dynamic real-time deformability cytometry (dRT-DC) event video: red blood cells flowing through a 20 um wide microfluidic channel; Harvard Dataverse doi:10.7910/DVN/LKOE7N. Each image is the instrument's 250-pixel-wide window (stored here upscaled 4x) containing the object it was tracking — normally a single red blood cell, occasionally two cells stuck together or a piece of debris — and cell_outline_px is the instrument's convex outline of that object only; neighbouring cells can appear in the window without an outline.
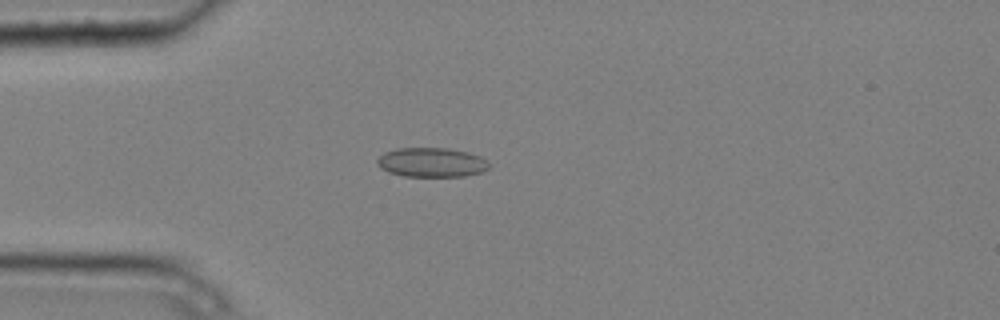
{"species": "common noctule bat (a hibernating species)", "species_latin": "Nyctalus noctula", "temperature_condition": "cold", "stored_images_in_passage": 5, "camera_frame_rate_fps": 3000, "um_per_image_px": 0.085, "animal": {"sex": "male", "body_mass_g": 20.4}, "frame": {"image": 1, "passage_image": 4, "time_ms": 1.0, "image_size_px": [1000, 320], "cell_outline_px": [[492, 164], [484, 172], [464, 176], [404, 176], [388, 172], [380, 168], [376, 164], [376, 160], [384, 152], [400, 148], [448, 148], [468, 152], [480, 156], [488, 160]], "centroid_in_image_um": [36.71, 13.8], "position_along_channel_um": 48.3, "area_um2": 19.36}}